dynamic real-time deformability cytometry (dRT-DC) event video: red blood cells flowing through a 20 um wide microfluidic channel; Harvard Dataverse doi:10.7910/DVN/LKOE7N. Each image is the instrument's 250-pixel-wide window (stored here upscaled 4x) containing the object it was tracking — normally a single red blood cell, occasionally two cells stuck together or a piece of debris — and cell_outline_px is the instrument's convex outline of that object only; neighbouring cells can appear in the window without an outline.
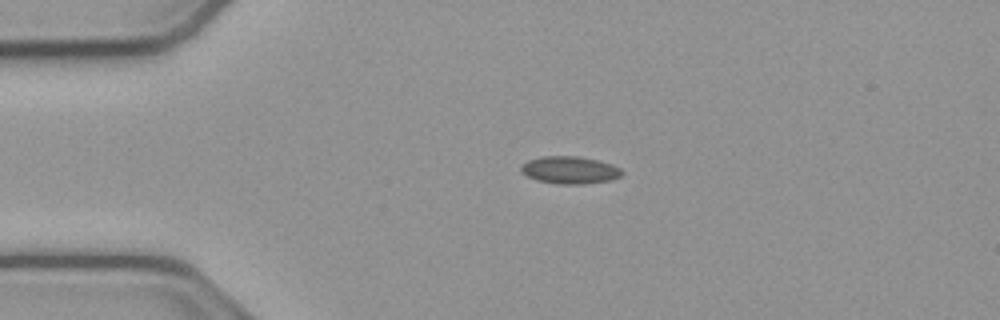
{"species": "common noctule bat (a hibernating species)", "species_latin": "Nyctalus noctula", "temperature_condition": "cold", "stored_images_in_passage": 43, "camera_frame_rate_fps": 3000, "um_per_image_px": 0.085, "animal": {"sex": "male", "body_mass_g": 23.1, "forearm_length_mm": 52.7}, "frame": {"image": 1, "passage_image": 1, "time_ms": 0.0, "image_size_px": [1000, 320], "cell_outline_px": [[624, 172], [620, 176], [612, 180], [584, 184], [560, 184], [536, 180], [520, 172], [520, 168], [528, 160], [544, 156], [576, 156], [600, 160], [612, 164], [620, 168]], "centroid_in_image_um": [48.46, 14.45], "position_along_channel_um": 36.5, "area_um2": 16.18}}
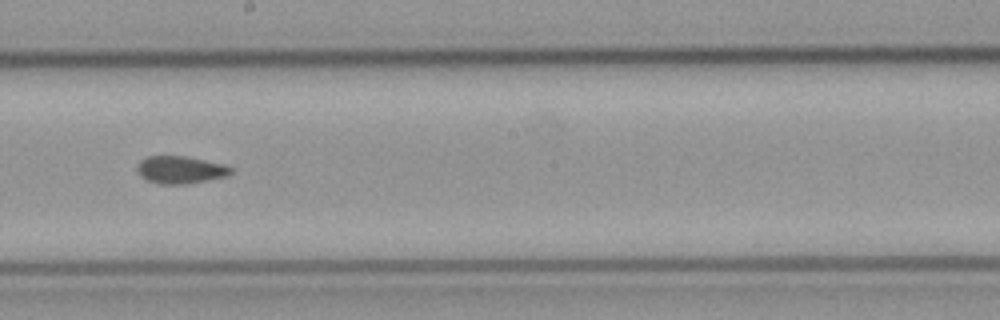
{"frame": {"image": 2, "passage_image": 19, "time_ms": 6.0, "image_size_px": [1000, 320], "cell_outline_px": [[232, 172], [228, 176], [208, 180], [184, 184], [160, 184], [148, 180], [140, 176], [136, 172], [136, 168], [140, 160], [148, 156], [188, 156], [224, 164], [232, 168]], "centroid_in_image_um": [15.33, 14.43], "position_along_channel_um": 232.9, "area_um2": 15.14}}
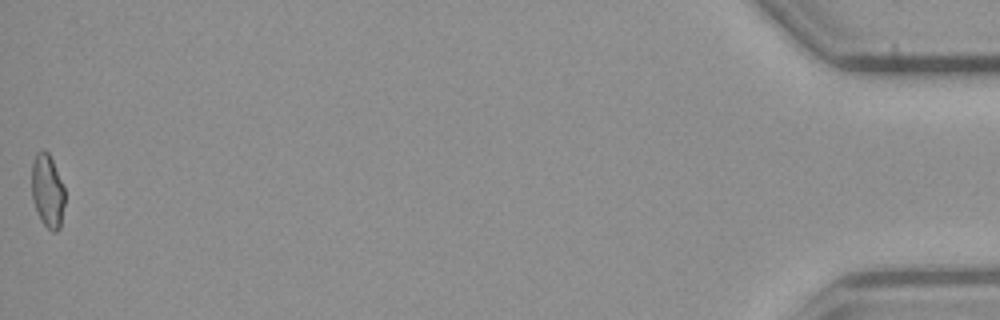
{"frame": {"image": 3, "passage_image": 43, "time_ms": 14.0, "image_size_px": [1000, 320], "cell_outline_px": [[64, 204], [60, 228], [56, 232], [52, 232], [40, 220], [32, 200], [32, 164], [36, 152], [44, 148], [48, 152], [52, 160], [64, 188]], "centroid_in_image_um": [4.02, 16.23], "position_along_channel_um": 431.2, "area_um2": 14.16}, "authors_computed_cell_mechanics": {"area_um2": 14.9702, "velocity_mm_per_s": 3.8173, "shape_relaxation_time_tau1_ms": null, "shape_relaxation_time_tau2_ms": 2.6063, "deformation_change_tau1": null, "deformation_change_tau2": 0.0548}}